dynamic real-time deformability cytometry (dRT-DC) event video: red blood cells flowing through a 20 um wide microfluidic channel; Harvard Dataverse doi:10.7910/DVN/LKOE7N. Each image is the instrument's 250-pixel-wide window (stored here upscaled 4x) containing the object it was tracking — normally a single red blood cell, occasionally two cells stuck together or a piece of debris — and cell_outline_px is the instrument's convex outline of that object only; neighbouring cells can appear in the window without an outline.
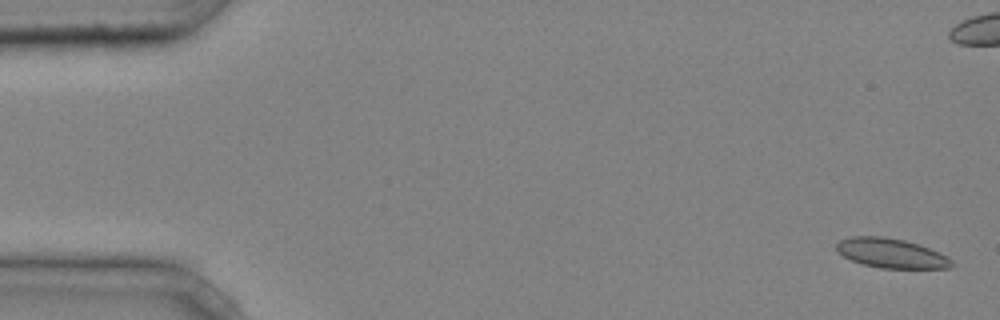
{"species": "common noctule bat (a hibernating species)", "species_latin": "Nyctalus noctula", "temperature_condition": "cold", "stored_images_in_passage": 41, "camera_frame_rate_fps": 3000, "um_per_image_px": 0.085, "animal": {"sex": "male", "body_mass_g": 20.4}, "frame": {"image": 1, "passage_image": 2, "time_ms": 0.333, "image_size_px": [1000, 320], "cell_outline_px": [[952, 268], [880, 268], [864, 264], [852, 260], [836, 252], [836, 244], [840, 240], [852, 236], [884, 236], [904, 240], [920, 244], [952, 260]], "centroid_in_image_um": [75.71, 21.51], "position_along_channel_um": 9.3, "area_um2": 19.65}}
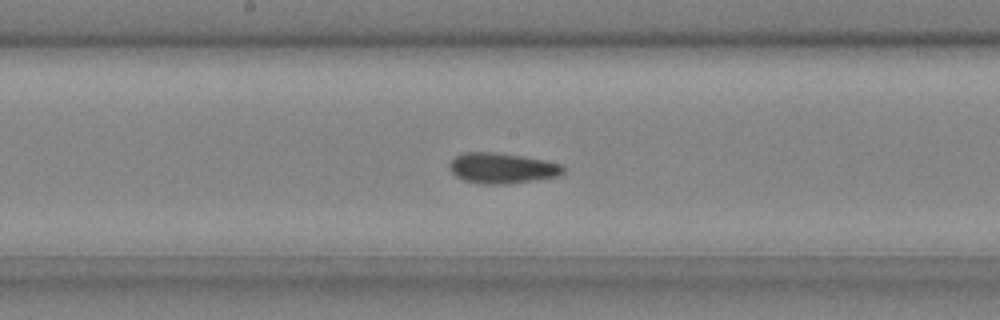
{"frame": {"image": 2, "passage_image": 25, "time_ms": 8.0, "image_size_px": [1000, 320], "cell_outline_px": [[568, 168], [560, 176], [508, 184], [484, 184], [464, 180], [456, 176], [448, 168], [448, 164], [456, 156], [464, 152], [496, 152], [544, 160], [560, 164]], "centroid_in_image_um": [42.69, 14.29], "position_along_channel_um": 205.5, "area_um2": 20.29}}
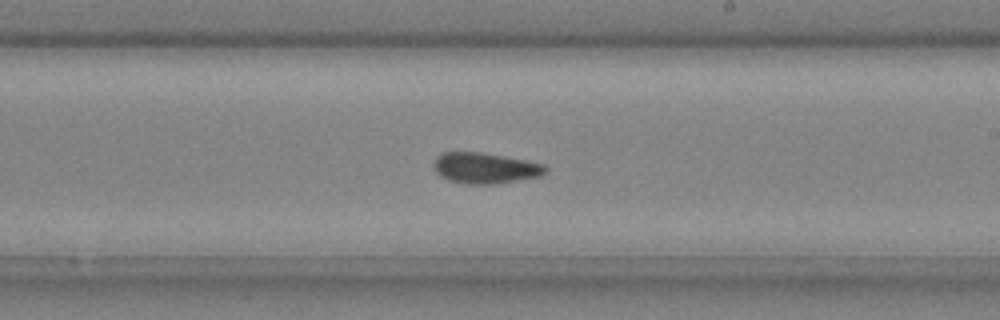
{"frame": {"image": 3, "passage_image": 28, "time_ms": 9.0, "image_size_px": [1000, 320], "cell_outline_px": [[548, 168], [540, 176], [496, 184], [468, 184], [448, 180], [440, 176], [436, 172], [432, 164], [436, 156], [444, 152], [480, 152], [524, 160], [544, 164]], "centroid_in_image_um": [41.19, 14.29], "position_along_channel_um": 247.8, "area_um2": 20.0}, "authors_computed_cell_mechanics": {"area_um2": 20.23, "velocity_mm_per_s": 4.2392, "shape_relaxation_time_tau1_ms": 9.8037, "shape_relaxation_time_tau2_ms": 2.7593, "deformation_change_tau1": 0.1486, "deformation_change_tau2": 0.0678}}